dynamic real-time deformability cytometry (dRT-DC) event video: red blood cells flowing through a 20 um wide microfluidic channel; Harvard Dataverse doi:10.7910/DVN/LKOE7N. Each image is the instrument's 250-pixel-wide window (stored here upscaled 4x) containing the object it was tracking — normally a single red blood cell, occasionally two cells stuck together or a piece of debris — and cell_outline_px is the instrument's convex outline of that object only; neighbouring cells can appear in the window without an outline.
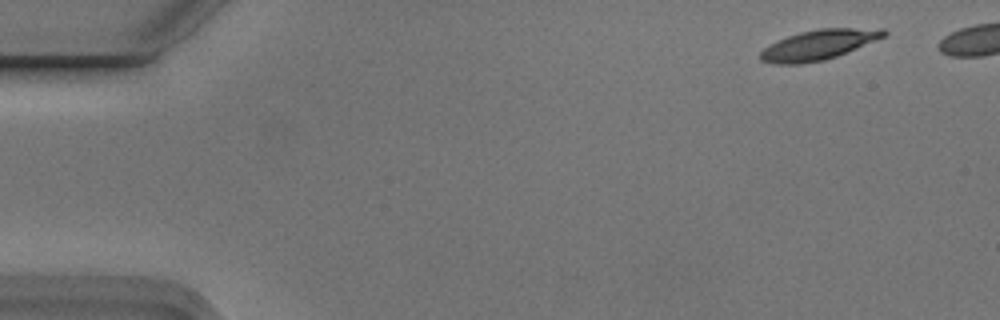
{"species": "Egyptian fruit bat (a non-hibernating species)", "species_latin": "Rousettus aegyptiacus", "temperature_condition": "cold", "stored_images_in_passage": 5, "segment_of_instrument_passage": [2, 2], "camera_frame_rate_fps": 3000, "um_per_image_px": 0.085, "animal": {"sex": "male"}, "frame": {"image": 1, "passage_image": 5, "time_ms": 1.333, "image_size_px": [1000, 320], "cell_outline_px": [[888, 36], [836, 56], [824, 60], [800, 64], [776, 64], [760, 60], [760, 52], [764, 48], [788, 36], [800, 32], [820, 28], [884, 28], [888, 32]], "centroid_in_image_um": [69.65, 3.8], "position_along_channel_um": 15.4, "area_um2": 21.5}}